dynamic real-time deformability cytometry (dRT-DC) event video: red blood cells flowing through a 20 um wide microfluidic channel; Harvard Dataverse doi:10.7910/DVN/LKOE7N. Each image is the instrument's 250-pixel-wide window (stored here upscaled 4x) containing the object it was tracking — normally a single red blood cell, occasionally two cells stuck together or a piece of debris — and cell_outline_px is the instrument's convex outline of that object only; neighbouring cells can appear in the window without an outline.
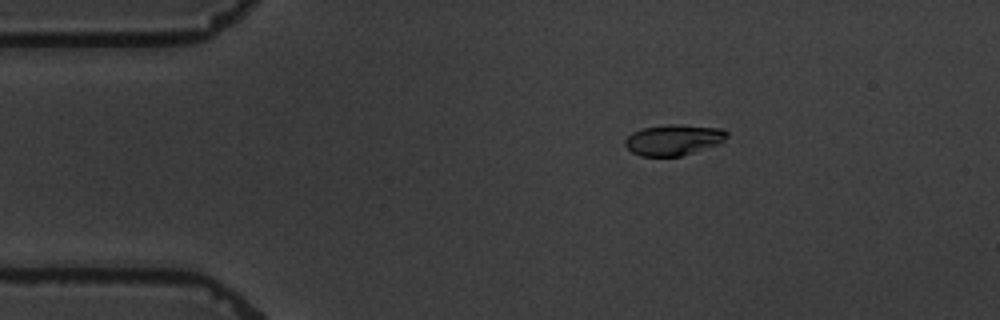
{"species": "common noctule bat (a hibernating species)", "species_latin": "Nyctalus noctula", "temperature_condition": "warm", "stored_images_in_passage": 5, "camera_frame_rate_fps": 3000, "um_per_image_px": 0.085, "animal": {"sex": "male", "body_mass_g": 19.5, "forearm_length_mm": 54.6}, "frame": {"image": 1, "passage_image": 5, "time_ms": 5.667, "image_size_px": [1000, 320], "cell_outline_px": [[728, 136], [720, 144], [680, 156], [640, 156], [632, 152], [624, 144], [624, 140], [632, 132], [640, 128], [668, 124], [676, 124], [720, 128], [728, 132]], "centroid_in_image_um": [57.24, 11.88], "position_along_channel_um": 27.8, "area_um2": 18.38}}